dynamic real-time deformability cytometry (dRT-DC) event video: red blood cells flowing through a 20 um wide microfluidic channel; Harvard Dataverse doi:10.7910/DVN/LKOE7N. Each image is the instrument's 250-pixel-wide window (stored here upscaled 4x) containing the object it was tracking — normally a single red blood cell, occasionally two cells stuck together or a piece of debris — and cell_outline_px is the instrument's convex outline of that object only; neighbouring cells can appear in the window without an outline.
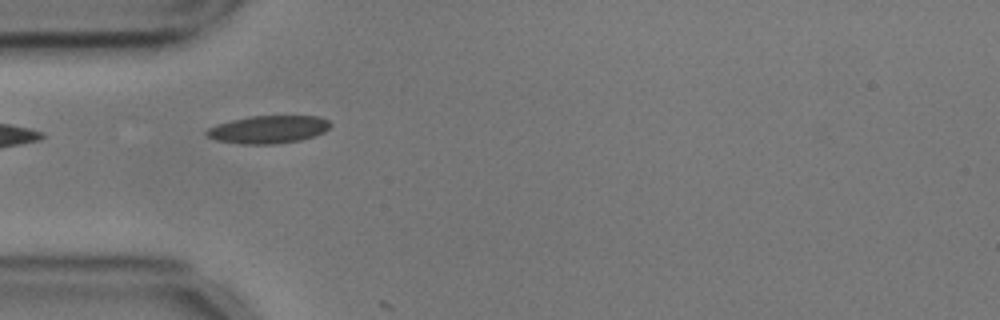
{"species": "common noctule bat (a hibernating species)", "species_latin": "Nyctalus noctula", "temperature_condition": "cold", "stored_images_in_passage": 11, "camera_frame_rate_fps": 3000, "um_per_image_px": 0.085, "animal": {"sex": "male", "body_mass_g": 17.9, "forearm_length_mm": 54.2}, "frame": {"image": 1, "passage_image": 1, "time_ms": 0.0, "image_size_px": [1000, 320], "cell_outline_px": [[332, 124], [324, 132], [300, 140], [276, 144], [240, 144], [216, 140], [208, 136], [204, 132], [208, 128], [216, 124], [248, 116], [320, 116], [328, 120]], "centroid_in_image_um": [22.79, 11.0], "position_along_channel_um": 62.2, "area_um2": 20.06}}